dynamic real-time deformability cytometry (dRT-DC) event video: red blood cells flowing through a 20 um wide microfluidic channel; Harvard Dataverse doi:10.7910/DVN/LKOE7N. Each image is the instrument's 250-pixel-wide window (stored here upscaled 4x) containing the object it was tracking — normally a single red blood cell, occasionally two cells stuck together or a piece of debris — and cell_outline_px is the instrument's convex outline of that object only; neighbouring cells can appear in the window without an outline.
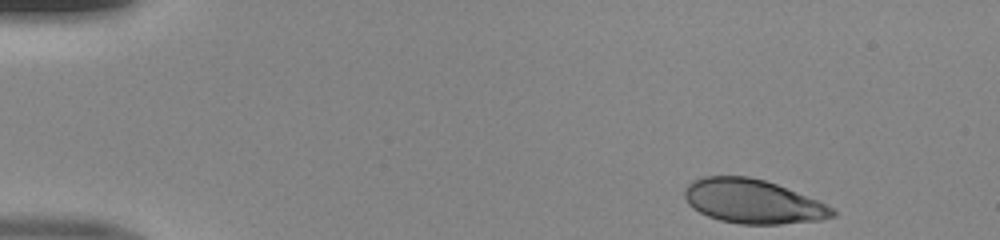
{"species": "human", "species_latin": "Homo sapiens", "temperature_condition": "room temperature", "stored_images_in_passage": 44, "camera_frame_rate_fps": 3000, "um_per_image_px": 0.085, "donor": {"sex": "male"}, "frame": {"image": 1, "passage_image": 1, "time_ms": 0.0, "image_size_px": [1000, 240], "cell_outline_px": [[836, 216], [820, 220], [780, 224], [740, 224], [720, 220], [708, 216], [692, 208], [688, 204], [684, 196], [684, 188], [692, 180], [704, 176], [748, 176], [764, 180], [776, 184], [816, 200], [832, 208], [836, 212]], "centroid_in_image_um": [63.94, 17.12], "position_along_channel_um": 21.1, "area_um2": 37.8}}
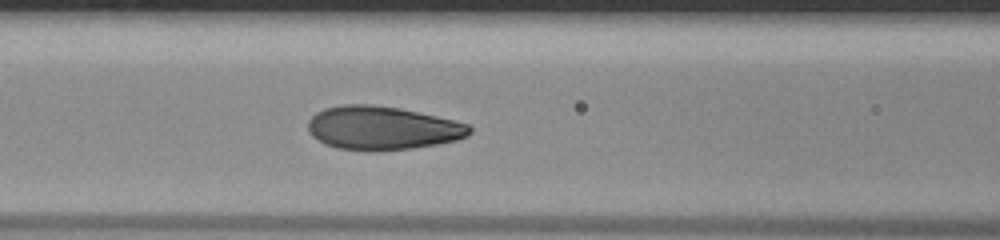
{"frame": {"image": 2, "passage_image": 17, "time_ms": 5.333, "image_size_px": [1000, 240], "cell_outline_px": [[472, 132], [468, 136], [456, 140], [436, 144], [412, 148], [372, 152], [368, 152], [336, 148], [324, 144], [312, 136], [308, 132], [308, 120], [316, 112], [324, 108], [344, 104], [372, 104], [400, 108], [436, 116], [468, 124], [472, 128]], "centroid_in_image_um": [32.46, 10.89], "position_along_channel_um": 134.1, "area_um2": 41.38}}
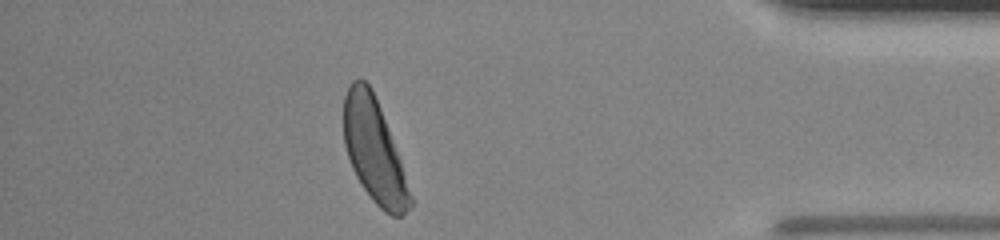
{"frame": {"image": 3, "passage_image": 39, "time_ms": 12.667, "image_size_px": [1000, 240], "cell_outline_px": [[412, 204], [400, 216], [392, 216], [384, 212], [372, 200], [356, 176], [352, 168], [344, 144], [344, 96], [348, 84], [352, 80], [364, 80], [372, 88], [380, 108], [400, 160], [412, 196]], "centroid_in_image_um": [31.78, 12.8], "position_along_channel_um": 403.4, "area_um2": 39.42}}